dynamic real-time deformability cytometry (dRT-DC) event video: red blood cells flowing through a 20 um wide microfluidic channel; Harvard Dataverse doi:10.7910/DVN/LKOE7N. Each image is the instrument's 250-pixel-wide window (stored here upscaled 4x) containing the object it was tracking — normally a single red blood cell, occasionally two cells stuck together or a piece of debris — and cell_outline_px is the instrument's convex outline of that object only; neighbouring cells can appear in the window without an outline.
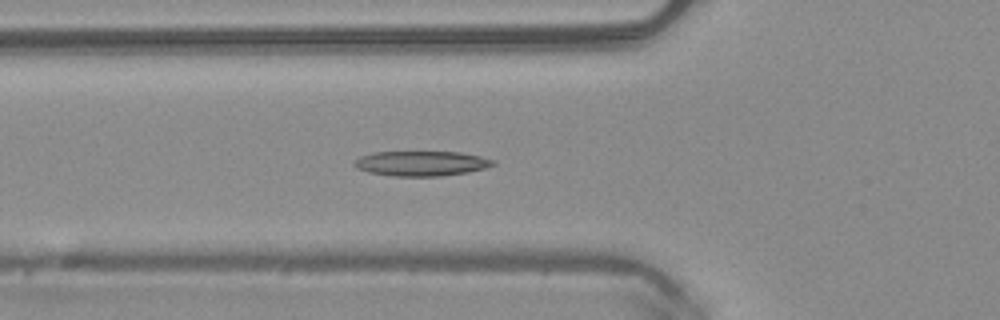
{"species": "common noctule bat (a hibernating species)", "species_latin": "Nyctalus noctula", "temperature_condition": "warm", "stored_images_in_passage": 18, "camera_frame_rate_fps": 3000, "um_per_image_px": 0.085, "animal": {"sex": "male", "body_mass_g": 20.4}, "frame": {"image": 1, "passage_image": 18, "time_ms": 5.667, "image_size_px": [1000, 320], "cell_outline_px": [[496, 164], [484, 168], [468, 172], [440, 176], [392, 176], [368, 172], [356, 168], [352, 164], [360, 156], [372, 152], [460, 152], [480, 156], [496, 160]], "centroid_in_image_um": [35.81, 13.89], "position_along_channel_um": 90.0, "area_um2": 20.23}}